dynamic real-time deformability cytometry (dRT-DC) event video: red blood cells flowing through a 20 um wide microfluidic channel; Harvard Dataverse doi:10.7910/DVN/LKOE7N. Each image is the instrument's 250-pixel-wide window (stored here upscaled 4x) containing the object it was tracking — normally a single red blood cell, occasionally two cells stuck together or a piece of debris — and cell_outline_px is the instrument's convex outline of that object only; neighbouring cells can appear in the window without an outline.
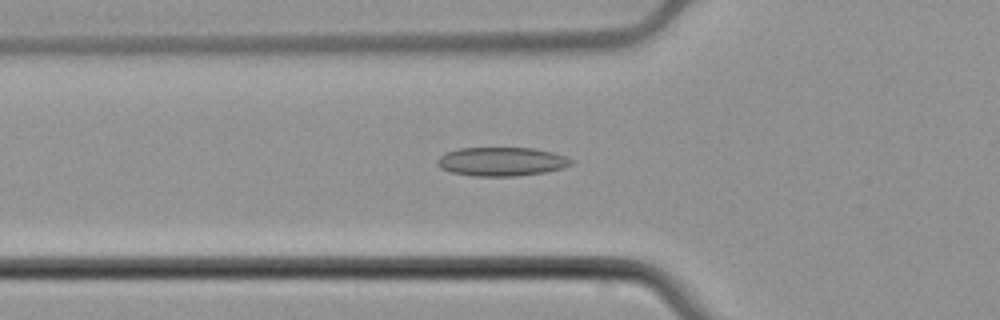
{"species": "common noctule bat (a hibernating species)", "species_latin": "Nyctalus noctula", "temperature_condition": "cold", "stored_images_in_passage": 46, "camera_frame_rate_fps": 3000, "um_per_image_px": 0.085, "animal": {"sex": "male", "body_mass_g": 21.5, "forearm_length_mm": 52.0}, "frame": {"image": 1, "passage_image": 11, "time_ms": 3.333, "image_size_px": [1000, 320], "cell_outline_px": [[572, 164], [564, 168], [548, 172], [516, 176], [472, 176], [452, 172], [440, 168], [436, 164], [436, 160], [440, 156], [448, 152], [460, 148], [532, 148], [552, 152], [564, 156], [572, 160]], "centroid_in_image_um": [42.63, 13.74], "position_along_channel_um": 83.2, "area_um2": 22.48}}
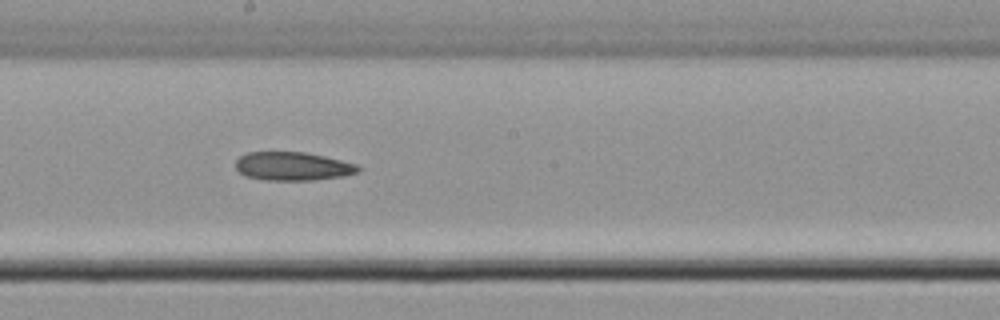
{"frame": {"image": 2, "passage_image": 22, "time_ms": 7.0, "image_size_px": [1000, 320], "cell_outline_px": [[360, 172], [344, 176], [316, 180], [264, 180], [244, 176], [236, 168], [236, 160], [240, 156], [248, 152], [304, 152], [324, 156], [356, 164], [360, 168]], "centroid_in_image_um": [24.88, 14.14], "position_along_channel_um": 223.3, "area_um2": 20.4}}
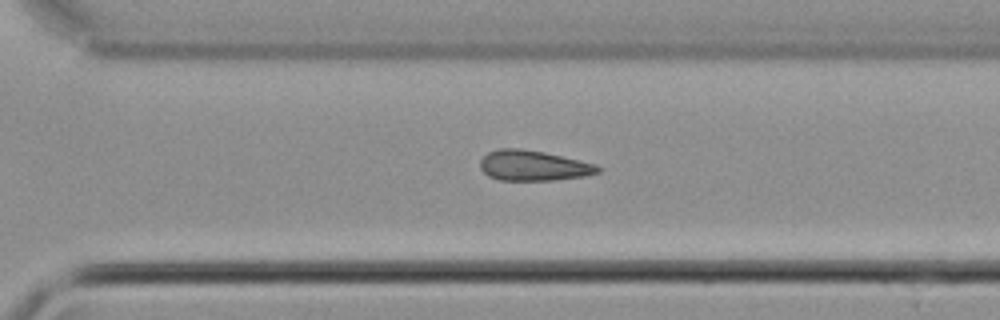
{"frame": {"image": 3, "passage_image": 30, "time_ms": 9.667, "image_size_px": [1000, 320], "cell_outline_px": [[600, 172], [584, 176], [552, 180], [500, 180], [488, 176], [480, 168], [480, 160], [488, 152], [500, 148], [520, 148], [544, 152], [596, 164], [600, 168]], "centroid_in_image_um": [45.31, 14.07], "position_along_channel_um": 325.3, "area_um2": 20.69}}